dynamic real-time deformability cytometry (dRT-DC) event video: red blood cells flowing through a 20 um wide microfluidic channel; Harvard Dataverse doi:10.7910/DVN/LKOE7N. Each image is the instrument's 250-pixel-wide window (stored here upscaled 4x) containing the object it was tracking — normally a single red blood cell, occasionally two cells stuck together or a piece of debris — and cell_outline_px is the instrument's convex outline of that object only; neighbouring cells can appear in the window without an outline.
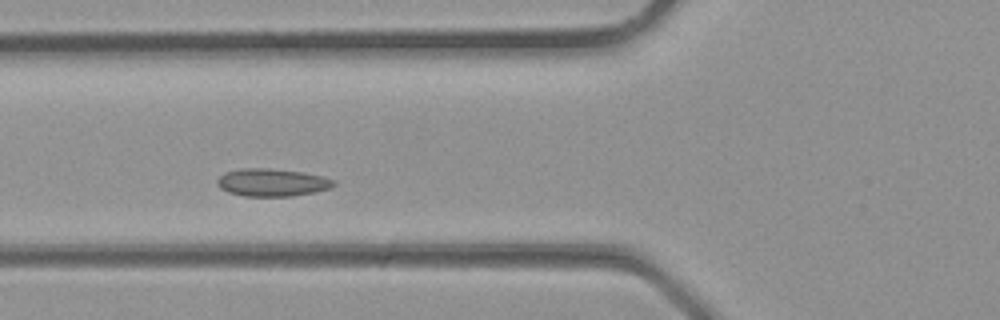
{"species": "common noctule bat (a hibernating species)", "species_latin": "Nyctalus noctula", "temperature_condition": "room temperature", "stored_images_in_passage": 30, "camera_frame_rate_fps": 3000, "um_per_image_px": 0.085, "animal": {"sex": "male", "body_mass_g": 23.1, "forearm_length_mm": 52.7}, "frame": {"image": 1, "passage_image": 8, "time_ms": 2.333, "image_size_px": [1000, 320], "cell_outline_px": [[336, 184], [332, 188], [292, 196], [244, 196], [228, 192], [220, 188], [216, 184], [216, 180], [224, 172], [240, 168], [268, 168], [304, 172], [336, 180]], "centroid_in_image_um": [23.11, 15.5], "position_along_channel_um": 102.7, "area_um2": 18.9}}
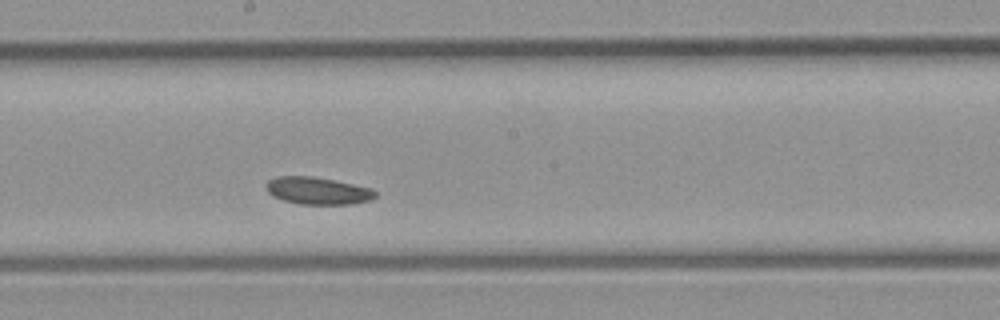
{"frame": {"image": 2, "passage_image": 14, "time_ms": 4.333, "image_size_px": [1000, 320], "cell_outline_px": [[376, 196], [372, 200], [352, 204], [300, 204], [284, 200], [272, 196], [264, 188], [264, 184], [268, 180], [276, 176], [312, 176], [372, 188], [376, 192]], "centroid_in_image_um": [26.97, 16.21], "position_along_channel_um": 221.2, "area_um2": 17.46}}
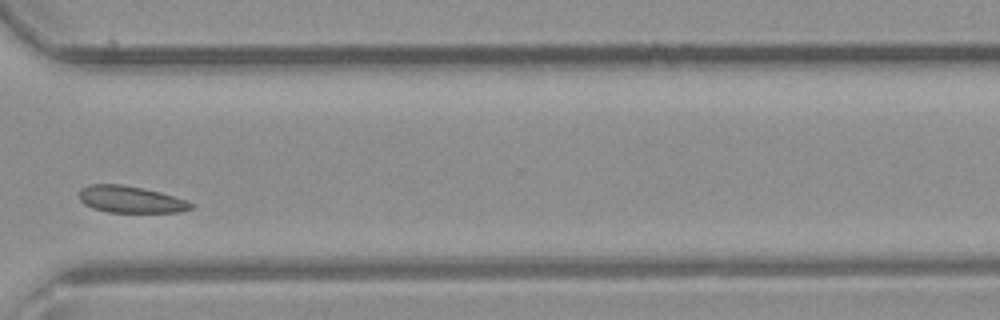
{"frame": {"image": 3, "passage_image": 21, "time_ms": 6.667, "image_size_px": [1000, 320], "cell_outline_px": [[192, 208], [180, 212], [108, 212], [92, 208], [84, 204], [80, 200], [80, 188], [88, 184], [120, 184], [160, 192], [188, 200], [192, 204]], "centroid_in_image_um": [11.08, 16.95], "position_along_channel_um": 359.5, "area_um2": 17.4}}